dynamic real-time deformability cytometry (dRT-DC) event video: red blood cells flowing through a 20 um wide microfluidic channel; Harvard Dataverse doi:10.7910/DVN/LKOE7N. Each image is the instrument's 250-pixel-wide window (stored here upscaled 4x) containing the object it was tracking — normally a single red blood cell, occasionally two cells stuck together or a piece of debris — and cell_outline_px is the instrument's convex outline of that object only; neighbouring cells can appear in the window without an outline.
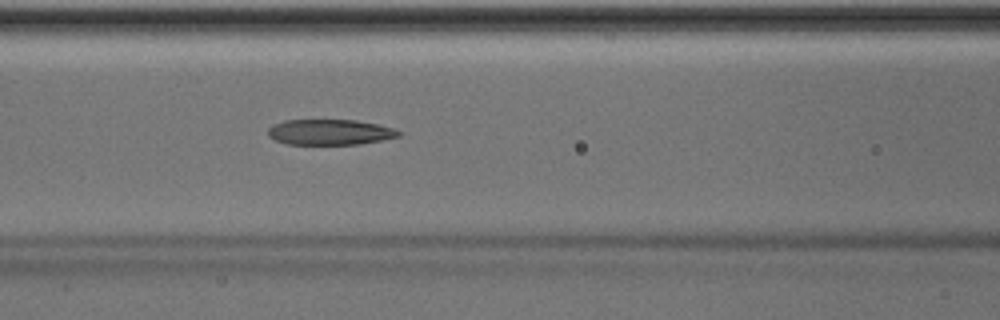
{"species": "Egyptian fruit bat (a non-hibernating species)", "species_latin": "Rousettus aegyptiacus", "temperature_condition": "room temperature", "stored_images_in_passage": 35, "camera_frame_rate_fps": 3000, "um_per_image_px": 0.085, "animal": {"sex": "male"}, "frame": {"image": 1, "passage_image": 6, "time_ms": 1.667, "image_size_px": [1000, 320], "cell_outline_px": [[404, 132], [400, 136], [384, 140], [360, 144], [288, 144], [276, 140], [268, 136], [268, 128], [272, 124], [284, 120], [356, 120], [376, 124], [392, 128]], "centroid_in_image_um": [28.05, 11.23], "position_along_channel_um": 138.5, "area_um2": 19.54}}
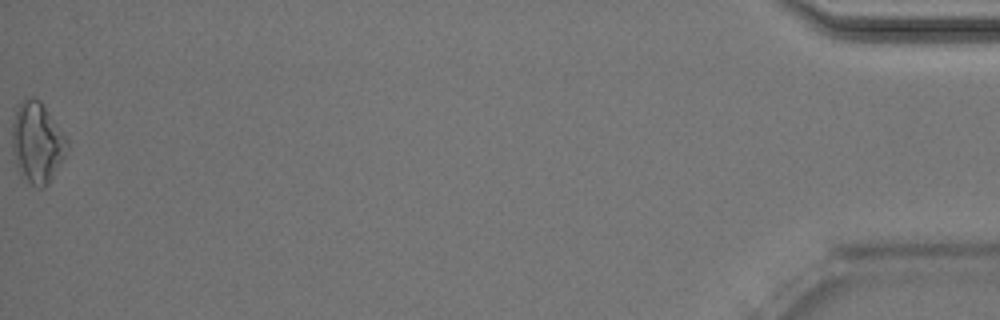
{"frame": {"image": 2, "passage_image": 35, "time_ms": 11.333, "image_size_px": [1000, 320], "cell_outline_px": [[68, 148], [64, 156], [48, 184], [44, 188], [36, 188], [20, 176], [16, 168], [12, 152], [12, 124], [16, 112], [20, 104], [24, 100], [32, 96], [40, 100], [68, 140]], "centroid_in_image_um": [3.13, 12.16], "position_along_channel_um": 432.1, "area_um2": 25.84}, "authors_computed_cell_mechanics": {"area_um2": 20.3456, "velocity_mm_per_s": 4.0658, "shape_relaxation_time_tau1_ms": 6.855, "shape_relaxation_time_tau2_ms": 3.7663, "deformation_change_tau1": 0.2005, "deformation_change_tau2": 0.1558}}